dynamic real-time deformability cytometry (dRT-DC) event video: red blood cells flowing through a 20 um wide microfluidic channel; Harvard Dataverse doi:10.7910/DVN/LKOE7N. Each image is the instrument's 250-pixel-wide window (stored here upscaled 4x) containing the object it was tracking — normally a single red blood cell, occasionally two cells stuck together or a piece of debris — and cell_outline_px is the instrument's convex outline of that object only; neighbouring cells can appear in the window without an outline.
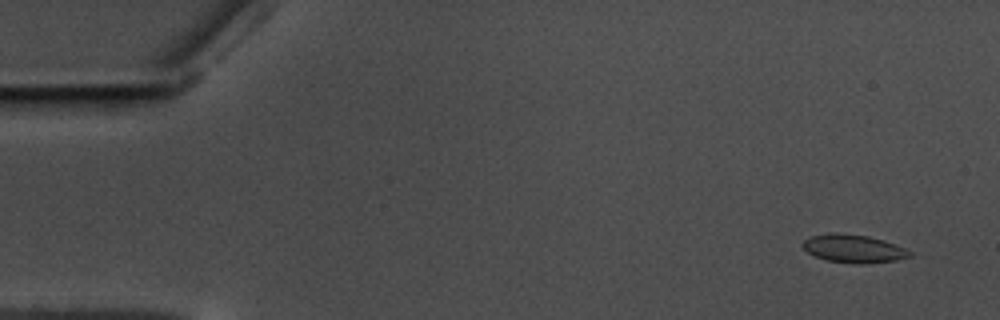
{"species": "common noctule bat (a hibernating species)", "species_latin": "Nyctalus noctula", "temperature_condition": "warm", "stored_images_in_passage": 59, "camera_frame_rate_fps": 3000, "um_per_image_px": 0.085, "animal": {"sex": "male", "body_mass_g": 17.5, "forearm_length_mm": 52.3}, "frame": {"image": 1, "passage_image": 4, "time_ms": 1.0, "image_size_px": [1000, 320], "cell_outline_px": [[912, 256], [896, 260], [860, 264], [828, 260], [816, 256], [808, 252], [800, 244], [808, 236], [836, 232], [868, 236], [884, 240], [904, 248], [912, 252]], "centroid_in_image_um": [72.54, 21.12], "position_along_channel_um": 12.5, "area_um2": 17.4}}
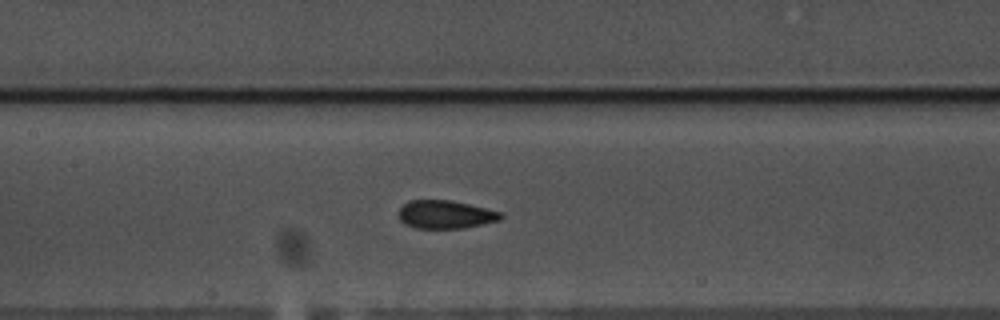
{"frame": {"image": 2, "passage_image": 28, "time_ms": 9.0, "image_size_px": [1000, 320], "cell_outline_px": [[504, 216], [500, 220], [484, 224], [464, 228], [416, 228], [404, 224], [400, 220], [400, 208], [408, 200], [448, 200], [468, 204], [504, 212]], "centroid_in_image_um": [37.9, 18.23], "position_along_channel_um": 169.5, "area_um2": 16.82}}
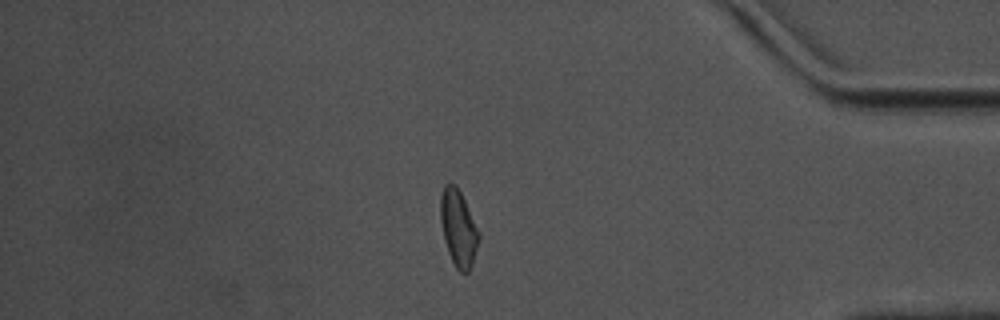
{"frame": {"image": 3, "passage_image": 50, "time_ms": 16.333, "image_size_px": [1000, 320], "cell_outline_px": [[480, 240], [472, 264], [468, 272], [460, 272], [456, 268], [448, 252], [444, 240], [440, 220], [440, 196], [444, 184], [456, 184], [480, 232]], "centroid_in_image_um": [38.96, 19.39], "position_along_channel_um": 396.2, "area_um2": 17.11}, "authors_computed_cell_mechanics": {"area_um2": 17.1666, "velocity_mm_per_s": 3.5263, "shape_relaxation_time_tau1_ms": null, "shape_relaxation_time_tau2_ms": 1.8163, "deformation_change_tau1": null, "deformation_change_tau2": 0.071}}